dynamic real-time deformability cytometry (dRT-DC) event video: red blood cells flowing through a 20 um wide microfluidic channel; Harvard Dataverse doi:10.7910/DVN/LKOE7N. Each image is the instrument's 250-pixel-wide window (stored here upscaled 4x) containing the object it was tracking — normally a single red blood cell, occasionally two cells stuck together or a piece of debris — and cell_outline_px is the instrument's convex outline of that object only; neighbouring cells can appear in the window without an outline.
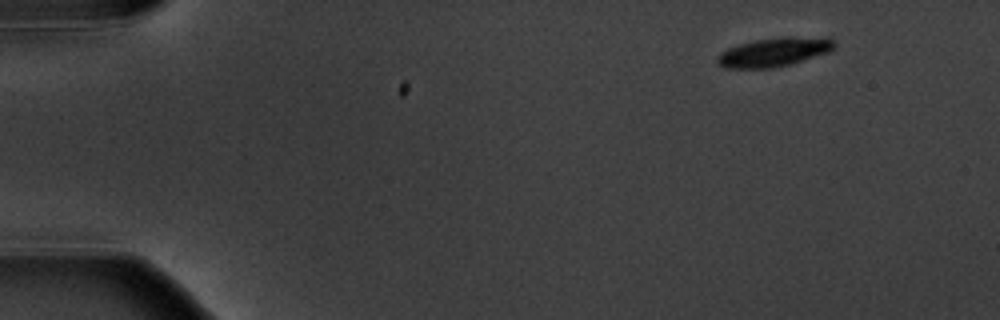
{"species": "common noctule bat (a hibernating species)", "species_latin": "Nyctalus noctula", "temperature_condition": "warm", "stored_images_in_passage": 3, "camera_frame_rate_fps": 3000, "um_per_image_px": 0.085, "animal": {"sex": "male", "body_mass_g": 20.1, "forearm_length_mm": 53.5}, "frame": {"image": 1, "passage_image": 1, "time_ms": 0.0, "image_size_px": [1000, 320], "cell_outline_px": [[836, 48], [828, 52], [776, 68], [724, 68], [716, 60], [720, 52], [728, 48], [740, 44], [756, 40], [792, 36], [828, 36], [836, 40]], "centroid_in_image_um": [65.88, 4.4], "position_along_channel_um": 19.1, "area_um2": 19.88}}